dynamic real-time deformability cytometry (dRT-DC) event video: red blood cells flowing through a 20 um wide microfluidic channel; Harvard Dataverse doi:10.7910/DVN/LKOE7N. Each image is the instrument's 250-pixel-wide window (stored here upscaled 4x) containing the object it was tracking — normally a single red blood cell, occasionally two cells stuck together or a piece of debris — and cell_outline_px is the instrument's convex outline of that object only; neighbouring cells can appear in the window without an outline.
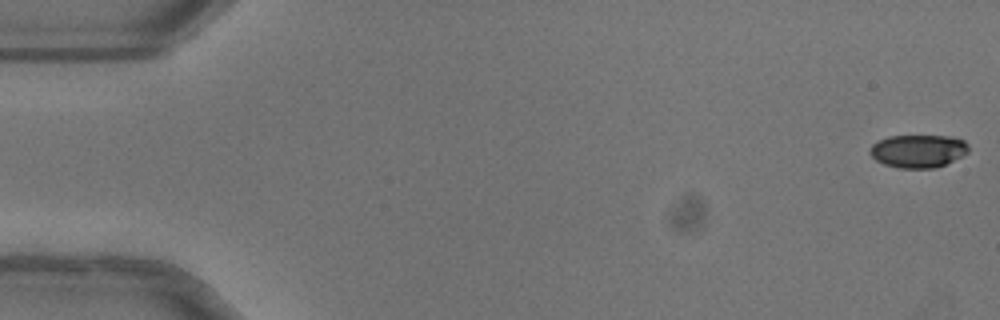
{"species": "common noctule bat (a hibernating species)", "species_latin": "Nyctalus noctula", "temperature_condition": "warm", "stored_images_in_passage": 52, "camera_frame_rate_fps": 3000, "um_per_image_px": 0.085, "animal": {"sex": "female"}, "frame": {"image": 1, "passage_image": 1, "time_ms": 0.0, "image_size_px": [1000, 320], "cell_outline_px": [[968, 152], [944, 164], [932, 168], [900, 168], [884, 164], [876, 160], [868, 152], [872, 144], [888, 136], [952, 136], [964, 140], [968, 144]], "centroid_in_image_um": [78.02, 12.83], "position_along_channel_um": 7.0, "area_um2": 18.79}}
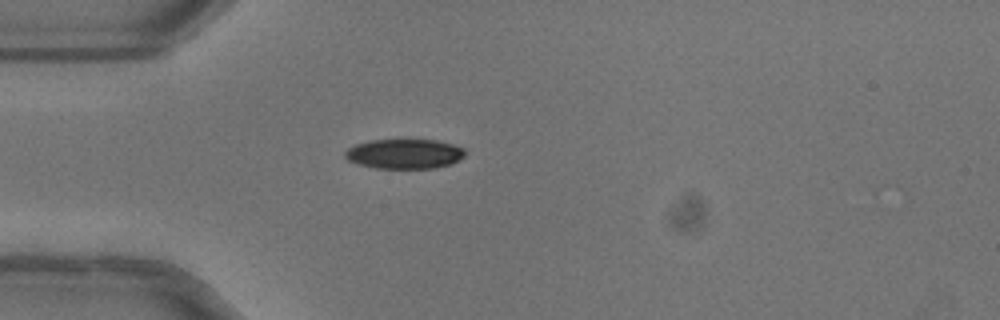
{"frame": {"image": 2, "passage_image": 15, "time_ms": 4.667, "image_size_px": [1000, 320], "cell_outline_px": [[464, 156], [460, 160], [452, 164], [436, 168], [376, 168], [360, 164], [348, 160], [344, 156], [344, 152], [348, 148], [356, 144], [368, 140], [436, 140], [452, 144], [464, 148]], "centroid_in_image_um": [34.39, 13.08], "position_along_channel_um": 50.6, "area_um2": 20.81}}
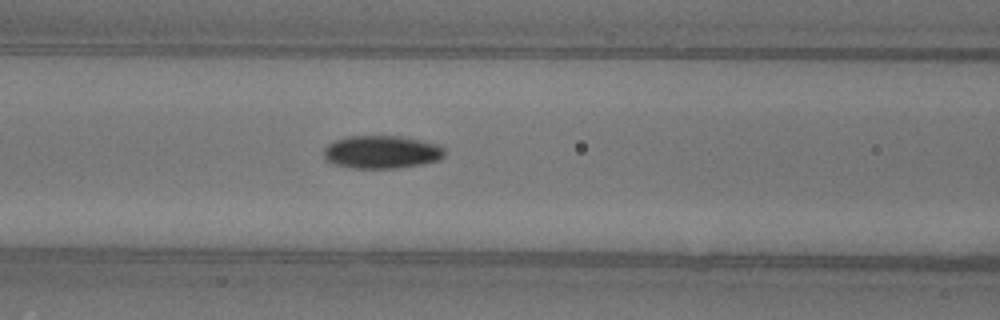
{"frame": {"image": 3, "passage_image": 22, "time_ms": 7.0, "image_size_px": [1000, 320], "cell_outline_px": [[444, 156], [440, 160], [424, 164], [396, 168], [352, 168], [336, 164], [324, 160], [324, 148], [328, 144], [336, 140], [348, 136], [400, 136], [440, 144], [444, 148]], "centroid_in_image_um": [32.46, 12.92], "position_along_channel_um": 134.1, "area_um2": 23.35}, "authors_computed_cell_mechanics": {"area_um2": 21.6461, "velocity_mm_per_s": 4.044, "shape_relaxation_time_tau1_ms": 6.2154, "shape_relaxation_time_tau2_ms": 5.4116, "deformation_change_tau1": 0.1709, "deformation_change_tau2": 0.0762}}